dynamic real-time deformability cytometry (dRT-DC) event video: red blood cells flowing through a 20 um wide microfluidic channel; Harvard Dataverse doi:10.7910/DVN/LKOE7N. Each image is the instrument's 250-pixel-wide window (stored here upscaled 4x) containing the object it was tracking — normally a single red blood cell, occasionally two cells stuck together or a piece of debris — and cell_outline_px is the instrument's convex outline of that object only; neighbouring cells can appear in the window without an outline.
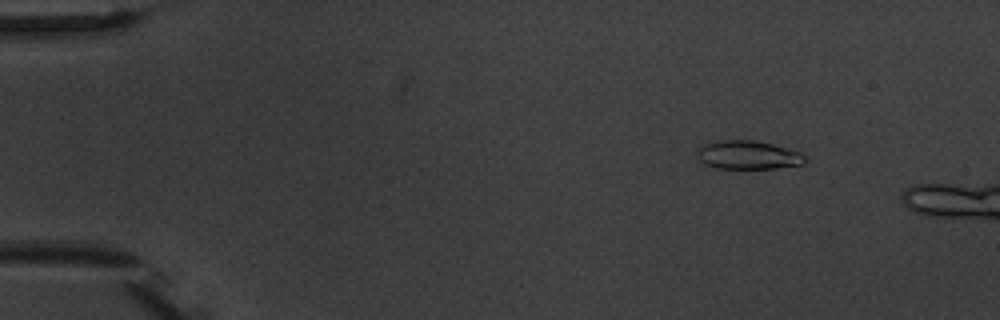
{"species": "common noctule bat (a hibernating species)", "species_latin": "Nyctalus noctula", "temperature_condition": "warm", "stored_images_in_passage": 7, "camera_frame_rate_fps": 3000, "um_per_image_px": 0.085, "animal": {"sex": "male", "body_mass_g": 20.1, "forearm_length_mm": 53.5}, "frame": {"image": 1, "passage_image": 3, "time_ms": 2.333, "image_size_px": [1000, 320], "cell_outline_px": [[808, 160], [804, 164], [776, 168], [716, 168], [704, 164], [700, 160], [696, 152], [696, 148], [704, 144], [716, 140], [752, 140], [772, 144], [800, 152], [808, 156]], "centroid_in_image_um": [63.59, 13.17], "position_along_channel_um": 21.4, "area_um2": 18.15}}